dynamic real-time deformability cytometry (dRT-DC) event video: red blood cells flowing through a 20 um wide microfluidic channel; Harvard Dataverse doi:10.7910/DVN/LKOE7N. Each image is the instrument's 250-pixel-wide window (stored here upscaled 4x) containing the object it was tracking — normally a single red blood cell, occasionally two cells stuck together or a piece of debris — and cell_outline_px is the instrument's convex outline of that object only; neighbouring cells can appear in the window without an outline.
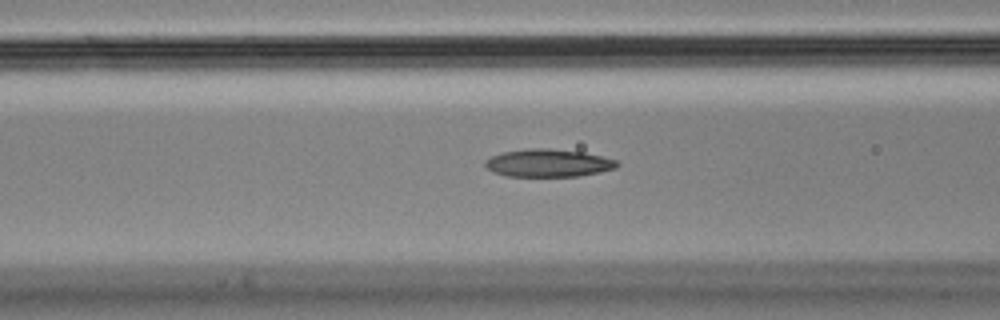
{"species": "Egyptian fruit bat (a non-hibernating species)", "species_latin": "Rousettus aegyptiacus", "temperature_condition": "cold", "stored_images_in_passage": 45, "camera_frame_rate_fps": 3000, "um_per_image_px": 0.085, "animal": {"sex": "male"}, "frame": {"image": 1, "passage_image": 21, "time_ms": 6.667, "image_size_px": [1000, 320], "cell_outline_px": [[620, 164], [616, 168], [600, 172], [580, 176], [504, 176], [488, 168], [484, 164], [484, 160], [492, 156], [504, 152], [532, 148], [548, 148], [584, 152], [616, 160]], "centroid_in_image_um": [46.62, 13.86], "position_along_channel_um": 120.0, "area_um2": 21.21}}
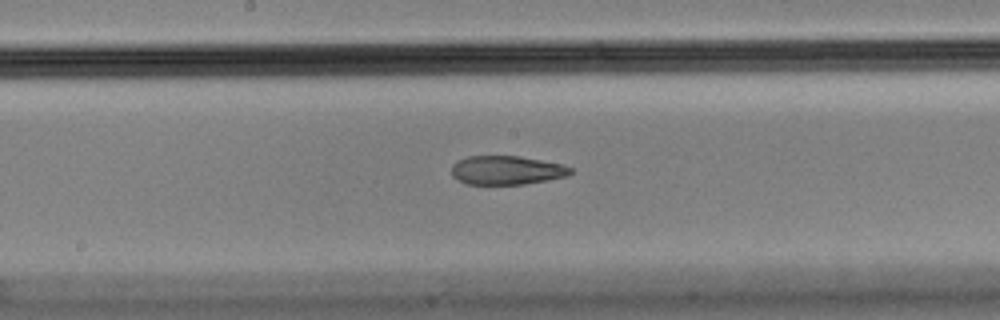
{"frame": {"image": 2, "passage_image": 28, "time_ms": 9.0, "image_size_px": [1000, 320], "cell_outline_px": [[572, 172], [568, 176], [524, 184], [468, 184], [456, 180], [452, 176], [452, 164], [456, 160], [468, 156], [520, 156], [564, 164], [572, 168]], "centroid_in_image_um": [43.05, 14.46], "position_along_channel_um": 205.1, "area_um2": 20.17}}
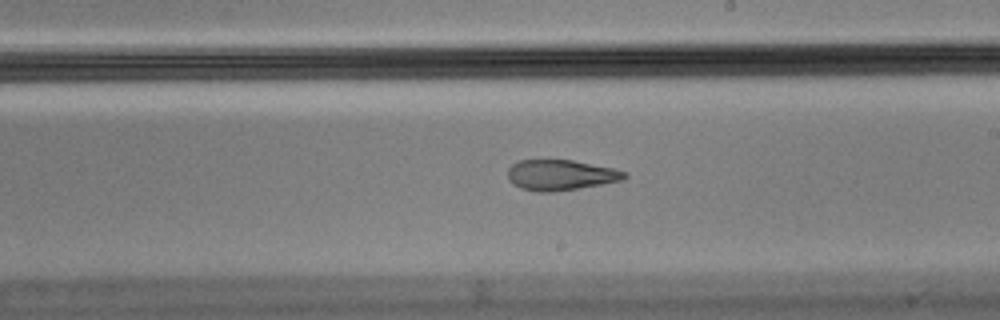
{"frame": {"image": 3, "passage_image": 31, "time_ms": 10.0, "image_size_px": [1000, 320], "cell_outline_px": [[628, 176], [624, 180], [552, 192], [536, 192], [520, 188], [512, 184], [508, 180], [508, 168], [512, 164], [520, 160], [572, 160], [612, 168], [624, 172]], "centroid_in_image_um": [47.6, 14.88], "position_along_channel_um": 241.4, "area_um2": 20.63}}